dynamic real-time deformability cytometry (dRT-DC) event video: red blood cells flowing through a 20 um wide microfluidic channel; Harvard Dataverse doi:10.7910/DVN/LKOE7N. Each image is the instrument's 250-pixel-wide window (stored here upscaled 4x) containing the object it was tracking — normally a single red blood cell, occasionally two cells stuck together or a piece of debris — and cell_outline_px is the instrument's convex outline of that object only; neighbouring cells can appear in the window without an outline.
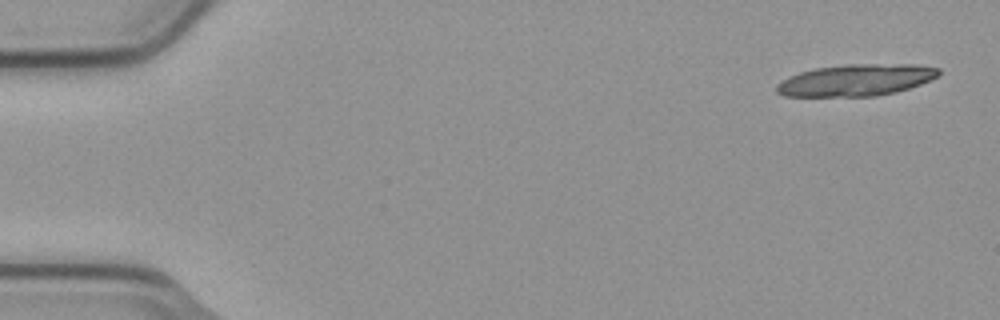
{"species": "common noctule bat (a hibernating species)", "species_latin": "Nyctalus noctula", "temperature_condition": "cold", "stored_images_in_passage": 5, "camera_frame_rate_fps": 3000, "um_per_image_px": 0.085, "animal": {"sex": "male", "body_mass_g": 23.1, "forearm_length_mm": 52.7}, "frame": {"image": 1, "passage_image": 1, "time_ms": 0.0, "image_size_px": [1000, 320], "cell_outline_px": [[940, 72], [936, 76], [920, 84], [896, 92], [876, 96], [784, 96], [776, 92], [776, 84], [800, 72], [816, 68], [844, 64], [916, 64], [940, 68]], "centroid_in_image_um": [72.77, 6.8], "position_along_channel_um": 12.2, "area_um2": 29.77}}